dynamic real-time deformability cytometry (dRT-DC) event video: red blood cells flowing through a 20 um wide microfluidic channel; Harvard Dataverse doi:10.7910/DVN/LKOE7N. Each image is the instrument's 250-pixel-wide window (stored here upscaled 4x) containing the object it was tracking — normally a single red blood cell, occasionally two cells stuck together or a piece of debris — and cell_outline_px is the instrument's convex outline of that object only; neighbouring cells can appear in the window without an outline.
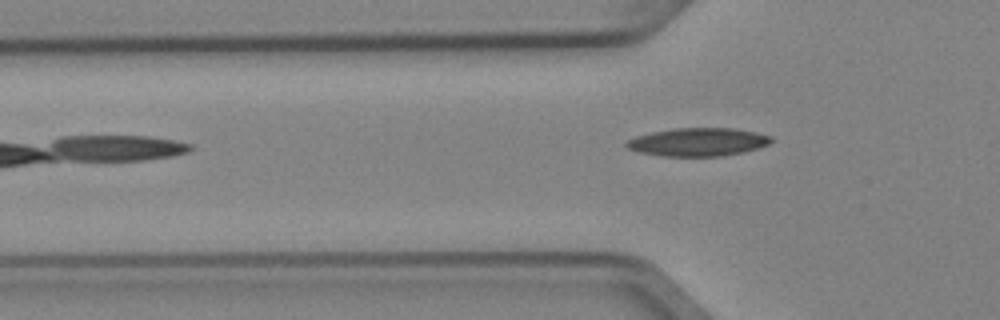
{"species": "Egyptian fruit bat (a non-hibernating species)", "species_latin": "Rousettus aegyptiacus", "temperature_condition": "cold", "stored_images_in_passage": 5, "camera_frame_rate_fps": 3000, "um_per_image_px": 0.085, "animal": {"sex": "female"}, "frame": {"image": 1, "passage_image": 5, "time_ms": 1.333, "image_size_px": [1000, 320], "cell_outline_px": [[772, 140], [768, 144], [744, 152], [724, 156], [660, 156], [640, 152], [628, 148], [624, 144], [628, 140], [636, 136], [652, 132], [676, 128], [732, 128], [756, 132], [772, 136]], "centroid_in_image_um": [59.33, 12.07], "position_along_channel_um": 66.5, "area_um2": 23.7}}